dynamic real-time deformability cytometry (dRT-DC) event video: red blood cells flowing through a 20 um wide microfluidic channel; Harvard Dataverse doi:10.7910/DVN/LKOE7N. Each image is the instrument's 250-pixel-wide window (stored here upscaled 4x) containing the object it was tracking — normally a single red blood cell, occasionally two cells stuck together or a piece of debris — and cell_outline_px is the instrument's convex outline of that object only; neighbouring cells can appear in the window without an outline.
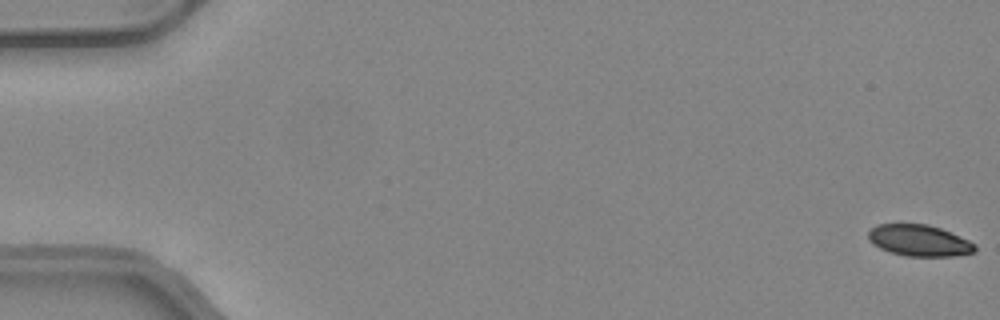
{"species": "common noctule bat (a hibernating species)", "species_latin": "Nyctalus noctula", "temperature_condition": "warm", "stored_images_in_passage": 50, "camera_frame_rate_fps": 3000, "um_per_image_px": 0.085, "animal": {"sex": "female", "body_mass_g": 24.6, "forearm_length_mm": 56.2}, "frame": {"image": 1, "passage_image": 1, "time_ms": 0.0, "image_size_px": [1000, 320], "cell_outline_px": [[976, 252], [952, 256], [904, 256], [880, 248], [872, 244], [868, 240], [868, 232], [876, 224], [928, 224], [940, 228], [968, 240], [976, 244]], "centroid_in_image_um": [78.12, 20.44], "position_along_channel_um": 6.9, "area_um2": 19.48}}
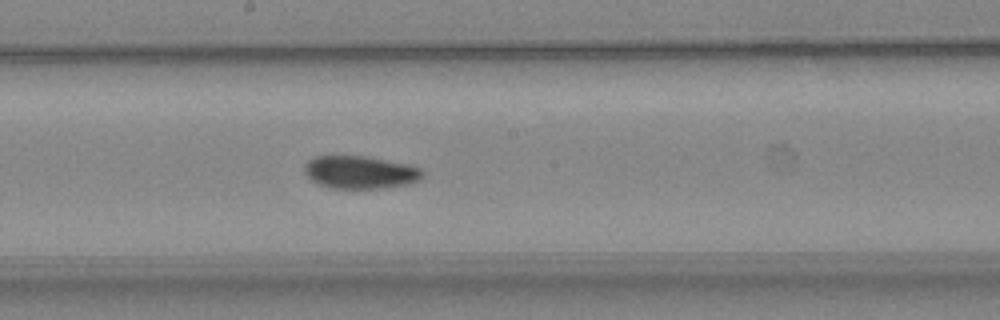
{"frame": {"image": 2, "passage_image": 28, "time_ms": 9.0, "image_size_px": [1000, 320], "cell_outline_px": [[424, 176], [420, 180], [408, 184], [380, 188], [332, 188], [316, 184], [304, 172], [304, 164], [308, 160], [316, 156], [364, 156], [408, 164], [420, 168], [424, 172]], "centroid_in_image_um": [30.61, 14.64], "position_along_channel_um": 217.6, "area_um2": 22.6}}
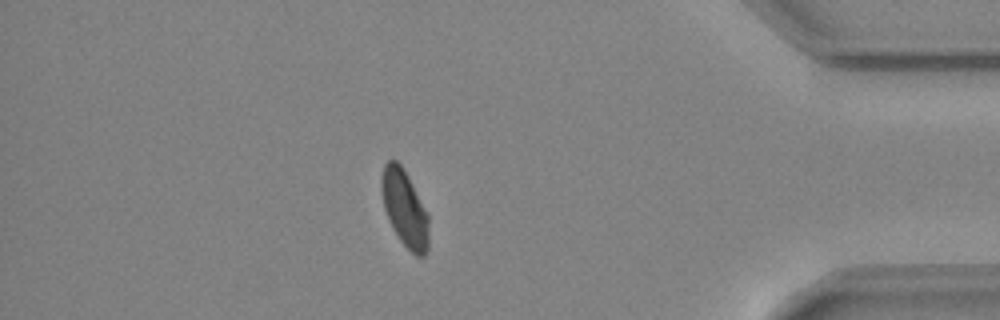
{"frame": {"image": 3, "passage_image": 44, "time_ms": 14.333, "image_size_px": [1000, 320], "cell_outline_px": [[428, 248], [424, 256], [416, 256], [400, 240], [392, 228], [388, 220], [384, 208], [380, 188], [380, 176], [384, 164], [388, 160], [396, 160], [404, 168], [428, 212]], "centroid_in_image_um": [34.38, 17.67], "position_along_channel_um": 400.8, "area_um2": 21.39}, "authors_computed_cell_mechanics": {"area_um2": 22.0218, "velocity_mm_per_s": 4.1639, "shape_relaxation_time_tau1_ms": 4.5404, "shape_relaxation_time_tau2_ms": 1.7542, "deformation_change_tau1": 0.12, "deformation_change_tau2": 0.0591}}